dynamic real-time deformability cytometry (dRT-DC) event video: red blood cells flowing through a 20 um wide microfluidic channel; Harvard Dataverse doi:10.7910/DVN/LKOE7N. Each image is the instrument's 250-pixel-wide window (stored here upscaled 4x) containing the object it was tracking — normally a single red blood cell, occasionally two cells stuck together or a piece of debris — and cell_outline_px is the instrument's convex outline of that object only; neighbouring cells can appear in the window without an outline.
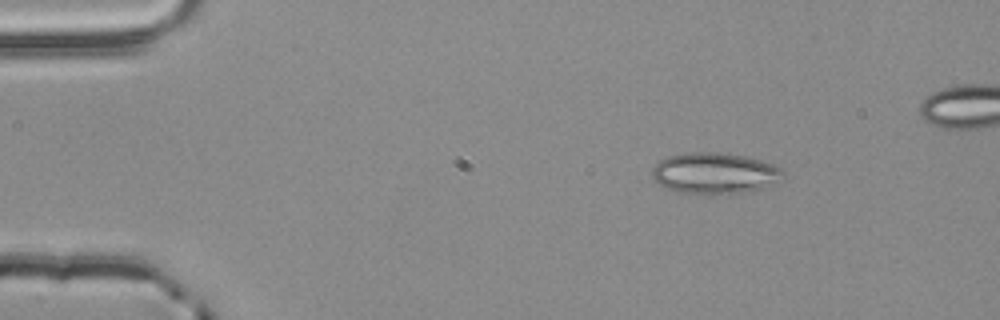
{"species": "common noctule bat (a hibernating species)", "species_latin": "Nyctalus noctula", "temperature_condition": "room temperature", "stored_images_in_passage": 3, "camera_frame_rate_fps": 3000, "um_per_image_px": 0.085, "animal": {"sex": "male", "body_mass_g": 20.4}, "frame": {"image": 1, "passage_image": 1, "time_ms": 0.0, "image_size_px": [1000, 320], "cell_outline_px": [[784, 172], [772, 184], [760, 188], [728, 196], [712, 196], [680, 192], [664, 188], [652, 176], [652, 168], [660, 160], [668, 156], [692, 152], [720, 152], [744, 156], [760, 160], [772, 164], [780, 168]], "centroid_in_image_um": [60.7, 14.75], "position_along_channel_um": 24.3, "area_um2": 31.62}}